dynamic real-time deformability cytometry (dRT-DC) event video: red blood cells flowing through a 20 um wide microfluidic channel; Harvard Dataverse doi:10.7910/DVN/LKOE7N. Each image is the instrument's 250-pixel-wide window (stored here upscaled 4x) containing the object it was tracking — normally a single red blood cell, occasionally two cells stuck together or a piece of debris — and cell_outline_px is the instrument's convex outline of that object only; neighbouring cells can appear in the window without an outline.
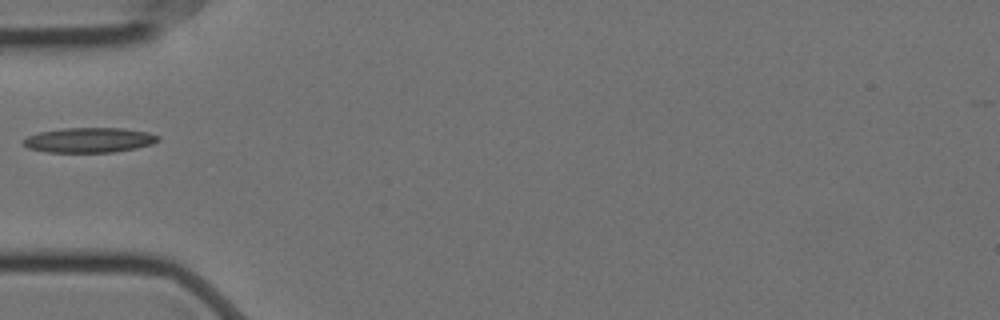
{"species": "Egyptian fruit bat (a non-hibernating species)", "species_latin": "Rousettus aegyptiacus", "temperature_condition": "cold", "stored_images_in_passage": 12, "camera_frame_rate_fps": 3000, "um_per_image_px": 0.085, "animal": {"sex": "female"}, "frame": {"image": 1, "passage_image": 1, "time_ms": 0.0, "image_size_px": [1000, 320], "cell_outline_px": [[160, 140], [152, 144], [136, 148], [112, 152], [48, 152], [28, 148], [20, 144], [20, 140], [28, 136], [40, 132], [64, 128], [124, 128], [148, 132], [160, 136]], "centroid_in_image_um": [7.57, 11.9], "position_along_channel_um": 77.4, "area_um2": 19.71}}
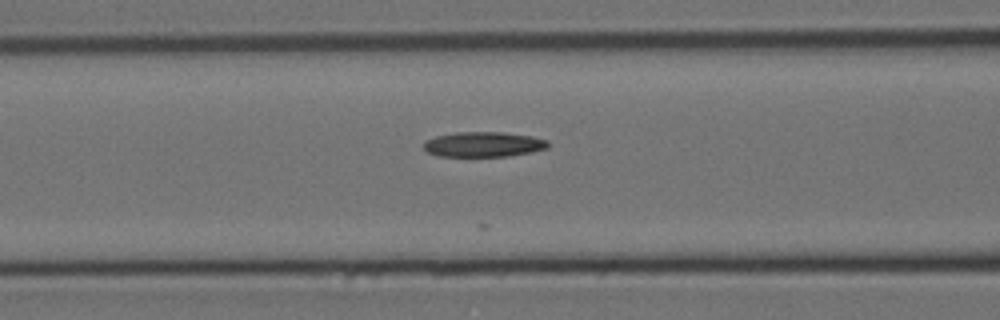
{"frame": {"image": 2, "passage_image": 5, "time_ms": 1.333, "image_size_px": [1000, 320], "cell_outline_px": [[548, 148], [508, 156], [436, 156], [428, 152], [424, 148], [424, 140], [436, 136], [456, 132], [504, 132], [532, 136], [548, 140]], "centroid_in_image_um": [41.07, 12.26], "position_along_channel_um": 125.5, "area_um2": 18.15}}
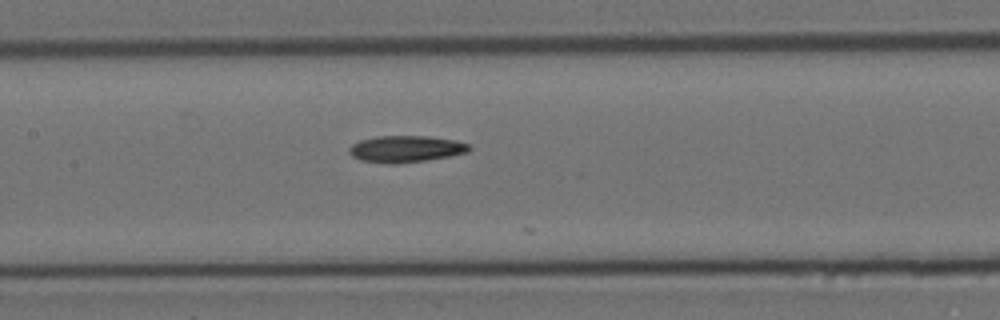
{"frame": {"image": 3, "passage_image": 9, "time_ms": 2.667, "image_size_px": [1000, 320], "cell_outline_px": [[472, 148], [468, 152], [448, 156], [424, 160], [396, 164], [392, 164], [360, 160], [352, 156], [348, 152], [348, 148], [352, 144], [360, 140], [376, 136], [428, 136], [456, 140], [468, 144]], "centroid_in_image_um": [34.47, 12.65], "position_along_channel_um": 172.9, "area_um2": 18.61}}